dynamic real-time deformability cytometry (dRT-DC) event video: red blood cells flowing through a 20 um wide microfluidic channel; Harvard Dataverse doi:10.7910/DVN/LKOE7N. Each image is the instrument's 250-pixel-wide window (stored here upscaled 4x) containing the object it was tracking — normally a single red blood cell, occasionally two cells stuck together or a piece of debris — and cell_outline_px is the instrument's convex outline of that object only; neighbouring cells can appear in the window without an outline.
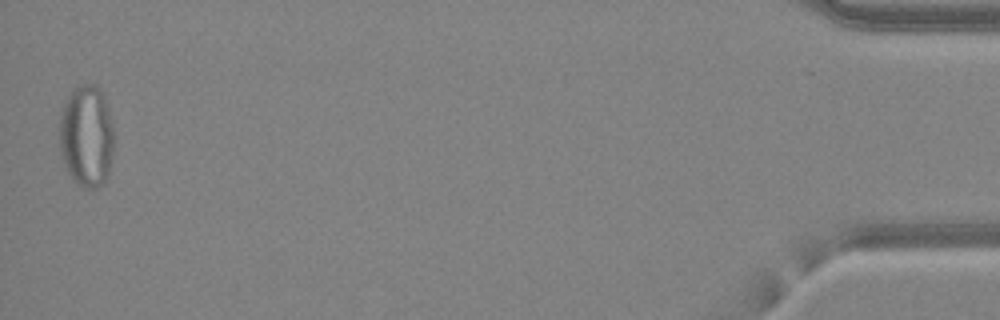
{"species": "common noctule bat (a hibernating species)", "species_latin": "Nyctalus noctula", "temperature_condition": "warm", "stored_images_in_passage": 48, "camera_frame_rate_fps": 3000, "um_per_image_px": 0.085, "animal": {"sex": "female", "body_mass_g": 24.6, "forearm_length_mm": 56.2}, "frame": {"image": 1, "passage_image": 48, "time_ms": 15.667, "image_size_px": [1000, 320], "cell_outline_px": [[112, 156], [108, 176], [96, 188], [88, 188], [76, 184], [72, 180], [64, 164], [60, 152], [60, 112], [72, 88], [76, 84], [96, 84], [104, 92], [112, 128]], "centroid_in_image_um": [7.33, 11.53], "position_along_channel_um": 427.9, "area_um2": 32.6}, "authors_computed_cell_mechanics": {"area_um2": 28.9867, "velocity_mm_per_s": 4.2833, "shape_relaxation_time_tau1_ms": null, "shape_relaxation_time_tau2_ms": 1.1212, "deformation_change_tau1": null, "deformation_change_tau2": 0.0535}}